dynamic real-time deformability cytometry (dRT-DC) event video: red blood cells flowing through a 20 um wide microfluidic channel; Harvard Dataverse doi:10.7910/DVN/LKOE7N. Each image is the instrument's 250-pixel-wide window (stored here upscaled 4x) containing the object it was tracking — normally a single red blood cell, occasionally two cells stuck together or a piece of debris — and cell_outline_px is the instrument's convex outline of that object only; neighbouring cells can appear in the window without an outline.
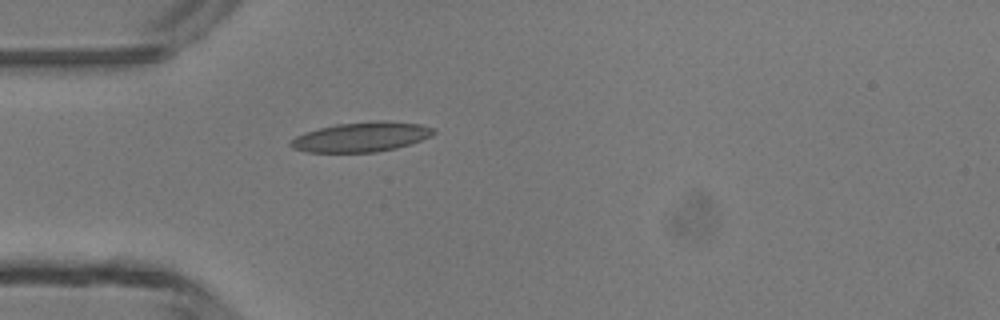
{"species": "common noctule bat (a hibernating species)", "species_latin": "Nyctalus noctula", "temperature_condition": "room temperature", "stored_images_in_passage": 1, "camera_frame_rate_fps": 3000, "um_per_image_px": 0.085, "animal": {"sex": "male", "body_mass_g": 13.3}, "frame": {"image": 1, "passage_image": 1, "time_ms": 0.0, "image_size_px": [1000, 320], "cell_outline_px": [[436, 132], [432, 136], [396, 148], [376, 152], [308, 152], [292, 148], [288, 144], [296, 136], [320, 128], [336, 124], [376, 120], [384, 120], [420, 124], [436, 128]], "centroid_in_image_um": [30.75, 11.63], "position_along_channel_um": 54.2, "area_um2": 24.68}}